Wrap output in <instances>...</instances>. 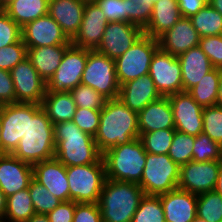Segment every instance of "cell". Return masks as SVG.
Segmentation results:
<instances>
[{"instance_id":"obj_1","label":"cell","mask_w":222,"mask_h":222,"mask_svg":"<svg viewBox=\"0 0 222 222\" xmlns=\"http://www.w3.org/2000/svg\"><path fill=\"white\" fill-rule=\"evenodd\" d=\"M138 113L128 108L119 98L107 99L101 109L100 123L94 140L103 154L114 146L128 144L140 137Z\"/></svg>"},{"instance_id":"obj_2","label":"cell","mask_w":222,"mask_h":222,"mask_svg":"<svg viewBox=\"0 0 222 222\" xmlns=\"http://www.w3.org/2000/svg\"><path fill=\"white\" fill-rule=\"evenodd\" d=\"M54 125L41 105L28 103V128L13 156L31 165L54 158Z\"/></svg>"},{"instance_id":"obj_3","label":"cell","mask_w":222,"mask_h":222,"mask_svg":"<svg viewBox=\"0 0 222 222\" xmlns=\"http://www.w3.org/2000/svg\"><path fill=\"white\" fill-rule=\"evenodd\" d=\"M54 140V157L66 167L96 163L103 157L94 137L81 131L73 121L55 124Z\"/></svg>"},{"instance_id":"obj_4","label":"cell","mask_w":222,"mask_h":222,"mask_svg":"<svg viewBox=\"0 0 222 222\" xmlns=\"http://www.w3.org/2000/svg\"><path fill=\"white\" fill-rule=\"evenodd\" d=\"M144 195L138 183L106 179L98 202L103 222H131Z\"/></svg>"},{"instance_id":"obj_5","label":"cell","mask_w":222,"mask_h":222,"mask_svg":"<svg viewBox=\"0 0 222 222\" xmlns=\"http://www.w3.org/2000/svg\"><path fill=\"white\" fill-rule=\"evenodd\" d=\"M146 154L140 138L112 147L103 153L106 178L139 183L146 163Z\"/></svg>"},{"instance_id":"obj_6","label":"cell","mask_w":222,"mask_h":222,"mask_svg":"<svg viewBox=\"0 0 222 222\" xmlns=\"http://www.w3.org/2000/svg\"><path fill=\"white\" fill-rule=\"evenodd\" d=\"M69 197L75 203H98L106 181L103 157L96 163L66 167Z\"/></svg>"},{"instance_id":"obj_7","label":"cell","mask_w":222,"mask_h":222,"mask_svg":"<svg viewBox=\"0 0 222 222\" xmlns=\"http://www.w3.org/2000/svg\"><path fill=\"white\" fill-rule=\"evenodd\" d=\"M180 166L168 154H146V163L138 183L145 195L159 196L178 188Z\"/></svg>"},{"instance_id":"obj_8","label":"cell","mask_w":222,"mask_h":222,"mask_svg":"<svg viewBox=\"0 0 222 222\" xmlns=\"http://www.w3.org/2000/svg\"><path fill=\"white\" fill-rule=\"evenodd\" d=\"M159 48L157 39L143 34L124 54L115 59L119 85L149 74L151 59Z\"/></svg>"},{"instance_id":"obj_9","label":"cell","mask_w":222,"mask_h":222,"mask_svg":"<svg viewBox=\"0 0 222 222\" xmlns=\"http://www.w3.org/2000/svg\"><path fill=\"white\" fill-rule=\"evenodd\" d=\"M81 83L90 86L107 99L118 98L120 85L116 77L115 61L96 50H88Z\"/></svg>"},{"instance_id":"obj_10","label":"cell","mask_w":222,"mask_h":222,"mask_svg":"<svg viewBox=\"0 0 222 222\" xmlns=\"http://www.w3.org/2000/svg\"><path fill=\"white\" fill-rule=\"evenodd\" d=\"M88 59V50L71 44L65 51L60 65L46 82V92H70L81 83Z\"/></svg>"},{"instance_id":"obj_11","label":"cell","mask_w":222,"mask_h":222,"mask_svg":"<svg viewBox=\"0 0 222 222\" xmlns=\"http://www.w3.org/2000/svg\"><path fill=\"white\" fill-rule=\"evenodd\" d=\"M149 75L161 96L183 92L180 61L160 48L152 56Z\"/></svg>"},{"instance_id":"obj_12","label":"cell","mask_w":222,"mask_h":222,"mask_svg":"<svg viewBox=\"0 0 222 222\" xmlns=\"http://www.w3.org/2000/svg\"><path fill=\"white\" fill-rule=\"evenodd\" d=\"M1 154H12L28 128V103L0 106Z\"/></svg>"},{"instance_id":"obj_13","label":"cell","mask_w":222,"mask_h":222,"mask_svg":"<svg viewBox=\"0 0 222 222\" xmlns=\"http://www.w3.org/2000/svg\"><path fill=\"white\" fill-rule=\"evenodd\" d=\"M16 103H35L41 105L46 94V81L38 74L31 61L26 57L11 71Z\"/></svg>"},{"instance_id":"obj_14","label":"cell","mask_w":222,"mask_h":222,"mask_svg":"<svg viewBox=\"0 0 222 222\" xmlns=\"http://www.w3.org/2000/svg\"><path fill=\"white\" fill-rule=\"evenodd\" d=\"M144 34L141 27L130 22H109L97 52L110 59H117Z\"/></svg>"},{"instance_id":"obj_15","label":"cell","mask_w":222,"mask_h":222,"mask_svg":"<svg viewBox=\"0 0 222 222\" xmlns=\"http://www.w3.org/2000/svg\"><path fill=\"white\" fill-rule=\"evenodd\" d=\"M219 160L208 162L190 161L180 166L178 188L193 194L215 190Z\"/></svg>"},{"instance_id":"obj_16","label":"cell","mask_w":222,"mask_h":222,"mask_svg":"<svg viewBox=\"0 0 222 222\" xmlns=\"http://www.w3.org/2000/svg\"><path fill=\"white\" fill-rule=\"evenodd\" d=\"M173 111L175 130L198 136L203 130V109L188 92L168 95Z\"/></svg>"},{"instance_id":"obj_17","label":"cell","mask_w":222,"mask_h":222,"mask_svg":"<svg viewBox=\"0 0 222 222\" xmlns=\"http://www.w3.org/2000/svg\"><path fill=\"white\" fill-rule=\"evenodd\" d=\"M22 29V40L28 48L71 45L61 26L49 15L27 23Z\"/></svg>"},{"instance_id":"obj_18","label":"cell","mask_w":222,"mask_h":222,"mask_svg":"<svg viewBox=\"0 0 222 222\" xmlns=\"http://www.w3.org/2000/svg\"><path fill=\"white\" fill-rule=\"evenodd\" d=\"M108 23L97 4L94 1H87L81 26L71 43L86 50H97Z\"/></svg>"},{"instance_id":"obj_19","label":"cell","mask_w":222,"mask_h":222,"mask_svg":"<svg viewBox=\"0 0 222 222\" xmlns=\"http://www.w3.org/2000/svg\"><path fill=\"white\" fill-rule=\"evenodd\" d=\"M32 178L31 164L12 154H0V188L6 197L28 188Z\"/></svg>"},{"instance_id":"obj_20","label":"cell","mask_w":222,"mask_h":222,"mask_svg":"<svg viewBox=\"0 0 222 222\" xmlns=\"http://www.w3.org/2000/svg\"><path fill=\"white\" fill-rule=\"evenodd\" d=\"M33 178L62 202L70 201L66 166L55 157L32 165Z\"/></svg>"},{"instance_id":"obj_21","label":"cell","mask_w":222,"mask_h":222,"mask_svg":"<svg viewBox=\"0 0 222 222\" xmlns=\"http://www.w3.org/2000/svg\"><path fill=\"white\" fill-rule=\"evenodd\" d=\"M159 48L173 56H180L199 45L200 36L187 17H181L176 24L158 39Z\"/></svg>"},{"instance_id":"obj_22","label":"cell","mask_w":222,"mask_h":222,"mask_svg":"<svg viewBox=\"0 0 222 222\" xmlns=\"http://www.w3.org/2000/svg\"><path fill=\"white\" fill-rule=\"evenodd\" d=\"M159 197L166 222H192L197 216V194L176 188Z\"/></svg>"},{"instance_id":"obj_23","label":"cell","mask_w":222,"mask_h":222,"mask_svg":"<svg viewBox=\"0 0 222 222\" xmlns=\"http://www.w3.org/2000/svg\"><path fill=\"white\" fill-rule=\"evenodd\" d=\"M86 2L85 0H49L48 14L61 26L70 41L81 26Z\"/></svg>"},{"instance_id":"obj_24","label":"cell","mask_w":222,"mask_h":222,"mask_svg":"<svg viewBox=\"0 0 222 222\" xmlns=\"http://www.w3.org/2000/svg\"><path fill=\"white\" fill-rule=\"evenodd\" d=\"M161 97L151 76L145 75L120 85L118 98L131 110L142 111Z\"/></svg>"},{"instance_id":"obj_25","label":"cell","mask_w":222,"mask_h":222,"mask_svg":"<svg viewBox=\"0 0 222 222\" xmlns=\"http://www.w3.org/2000/svg\"><path fill=\"white\" fill-rule=\"evenodd\" d=\"M139 134L153 132L160 129H175L173 111L168 96H161L149 103L138 112Z\"/></svg>"},{"instance_id":"obj_26","label":"cell","mask_w":222,"mask_h":222,"mask_svg":"<svg viewBox=\"0 0 222 222\" xmlns=\"http://www.w3.org/2000/svg\"><path fill=\"white\" fill-rule=\"evenodd\" d=\"M181 64L183 91L188 92L204 75L214 69L210 59L198 45L177 57Z\"/></svg>"},{"instance_id":"obj_27","label":"cell","mask_w":222,"mask_h":222,"mask_svg":"<svg viewBox=\"0 0 222 222\" xmlns=\"http://www.w3.org/2000/svg\"><path fill=\"white\" fill-rule=\"evenodd\" d=\"M181 17L178 0H158L153 5V12L148 25L143 29L144 34L158 39L172 28Z\"/></svg>"},{"instance_id":"obj_28","label":"cell","mask_w":222,"mask_h":222,"mask_svg":"<svg viewBox=\"0 0 222 222\" xmlns=\"http://www.w3.org/2000/svg\"><path fill=\"white\" fill-rule=\"evenodd\" d=\"M70 45H54L27 49V58L38 74L47 82L55 73Z\"/></svg>"},{"instance_id":"obj_29","label":"cell","mask_w":222,"mask_h":222,"mask_svg":"<svg viewBox=\"0 0 222 222\" xmlns=\"http://www.w3.org/2000/svg\"><path fill=\"white\" fill-rule=\"evenodd\" d=\"M49 0H7L3 10L21 28L48 14Z\"/></svg>"},{"instance_id":"obj_30","label":"cell","mask_w":222,"mask_h":222,"mask_svg":"<svg viewBox=\"0 0 222 222\" xmlns=\"http://www.w3.org/2000/svg\"><path fill=\"white\" fill-rule=\"evenodd\" d=\"M41 107L53 125L72 121L77 108L70 92H46Z\"/></svg>"},{"instance_id":"obj_31","label":"cell","mask_w":222,"mask_h":222,"mask_svg":"<svg viewBox=\"0 0 222 222\" xmlns=\"http://www.w3.org/2000/svg\"><path fill=\"white\" fill-rule=\"evenodd\" d=\"M220 77L221 69L214 68L204 75L203 79L192 87L188 93L202 107L215 106Z\"/></svg>"},{"instance_id":"obj_32","label":"cell","mask_w":222,"mask_h":222,"mask_svg":"<svg viewBox=\"0 0 222 222\" xmlns=\"http://www.w3.org/2000/svg\"><path fill=\"white\" fill-rule=\"evenodd\" d=\"M34 214L35 211L28 188L7 197L5 220L9 222H26Z\"/></svg>"},{"instance_id":"obj_33","label":"cell","mask_w":222,"mask_h":222,"mask_svg":"<svg viewBox=\"0 0 222 222\" xmlns=\"http://www.w3.org/2000/svg\"><path fill=\"white\" fill-rule=\"evenodd\" d=\"M189 19L193 27L197 30L200 38L222 35V15L209 4Z\"/></svg>"},{"instance_id":"obj_34","label":"cell","mask_w":222,"mask_h":222,"mask_svg":"<svg viewBox=\"0 0 222 222\" xmlns=\"http://www.w3.org/2000/svg\"><path fill=\"white\" fill-rule=\"evenodd\" d=\"M197 216L206 222H222V196L215 190L198 194Z\"/></svg>"},{"instance_id":"obj_35","label":"cell","mask_w":222,"mask_h":222,"mask_svg":"<svg viewBox=\"0 0 222 222\" xmlns=\"http://www.w3.org/2000/svg\"><path fill=\"white\" fill-rule=\"evenodd\" d=\"M28 189L35 214L47 215L62 202L51 192H49L45 186L41 185L34 178L30 180Z\"/></svg>"},{"instance_id":"obj_36","label":"cell","mask_w":222,"mask_h":222,"mask_svg":"<svg viewBox=\"0 0 222 222\" xmlns=\"http://www.w3.org/2000/svg\"><path fill=\"white\" fill-rule=\"evenodd\" d=\"M131 222H166L160 197L144 195Z\"/></svg>"},{"instance_id":"obj_37","label":"cell","mask_w":222,"mask_h":222,"mask_svg":"<svg viewBox=\"0 0 222 222\" xmlns=\"http://www.w3.org/2000/svg\"><path fill=\"white\" fill-rule=\"evenodd\" d=\"M175 129H160L153 132L141 133L140 140L144 150L152 154H168Z\"/></svg>"},{"instance_id":"obj_38","label":"cell","mask_w":222,"mask_h":222,"mask_svg":"<svg viewBox=\"0 0 222 222\" xmlns=\"http://www.w3.org/2000/svg\"><path fill=\"white\" fill-rule=\"evenodd\" d=\"M194 143L195 136L175 130L168 155L179 166L187 164L188 162L192 161Z\"/></svg>"},{"instance_id":"obj_39","label":"cell","mask_w":222,"mask_h":222,"mask_svg":"<svg viewBox=\"0 0 222 222\" xmlns=\"http://www.w3.org/2000/svg\"><path fill=\"white\" fill-rule=\"evenodd\" d=\"M222 159V147L208 135L201 133L195 137L192 160L195 162H208Z\"/></svg>"},{"instance_id":"obj_40","label":"cell","mask_w":222,"mask_h":222,"mask_svg":"<svg viewBox=\"0 0 222 222\" xmlns=\"http://www.w3.org/2000/svg\"><path fill=\"white\" fill-rule=\"evenodd\" d=\"M153 5L149 0H125L126 22L144 29L151 19Z\"/></svg>"},{"instance_id":"obj_41","label":"cell","mask_w":222,"mask_h":222,"mask_svg":"<svg viewBox=\"0 0 222 222\" xmlns=\"http://www.w3.org/2000/svg\"><path fill=\"white\" fill-rule=\"evenodd\" d=\"M77 107L87 109H102L105 106L107 98L96 90L80 83L70 91Z\"/></svg>"},{"instance_id":"obj_42","label":"cell","mask_w":222,"mask_h":222,"mask_svg":"<svg viewBox=\"0 0 222 222\" xmlns=\"http://www.w3.org/2000/svg\"><path fill=\"white\" fill-rule=\"evenodd\" d=\"M203 130L213 141L222 147V107L209 106L203 109Z\"/></svg>"},{"instance_id":"obj_43","label":"cell","mask_w":222,"mask_h":222,"mask_svg":"<svg viewBox=\"0 0 222 222\" xmlns=\"http://www.w3.org/2000/svg\"><path fill=\"white\" fill-rule=\"evenodd\" d=\"M27 57V47L22 38L13 44L0 49V69L11 71Z\"/></svg>"},{"instance_id":"obj_44","label":"cell","mask_w":222,"mask_h":222,"mask_svg":"<svg viewBox=\"0 0 222 222\" xmlns=\"http://www.w3.org/2000/svg\"><path fill=\"white\" fill-rule=\"evenodd\" d=\"M100 113L101 109L77 107L72 121L80 128L81 131L94 137L99 127Z\"/></svg>"},{"instance_id":"obj_45","label":"cell","mask_w":222,"mask_h":222,"mask_svg":"<svg viewBox=\"0 0 222 222\" xmlns=\"http://www.w3.org/2000/svg\"><path fill=\"white\" fill-rule=\"evenodd\" d=\"M22 38V29L3 10L0 12V49L18 42Z\"/></svg>"},{"instance_id":"obj_46","label":"cell","mask_w":222,"mask_h":222,"mask_svg":"<svg viewBox=\"0 0 222 222\" xmlns=\"http://www.w3.org/2000/svg\"><path fill=\"white\" fill-rule=\"evenodd\" d=\"M199 46L214 68L222 69V35L201 37Z\"/></svg>"},{"instance_id":"obj_47","label":"cell","mask_w":222,"mask_h":222,"mask_svg":"<svg viewBox=\"0 0 222 222\" xmlns=\"http://www.w3.org/2000/svg\"><path fill=\"white\" fill-rule=\"evenodd\" d=\"M108 22H126L125 0H94Z\"/></svg>"},{"instance_id":"obj_48","label":"cell","mask_w":222,"mask_h":222,"mask_svg":"<svg viewBox=\"0 0 222 222\" xmlns=\"http://www.w3.org/2000/svg\"><path fill=\"white\" fill-rule=\"evenodd\" d=\"M73 222H103L98 203H76Z\"/></svg>"},{"instance_id":"obj_49","label":"cell","mask_w":222,"mask_h":222,"mask_svg":"<svg viewBox=\"0 0 222 222\" xmlns=\"http://www.w3.org/2000/svg\"><path fill=\"white\" fill-rule=\"evenodd\" d=\"M16 103V94L10 71L0 69V106Z\"/></svg>"},{"instance_id":"obj_50","label":"cell","mask_w":222,"mask_h":222,"mask_svg":"<svg viewBox=\"0 0 222 222\" xmlns=\"http://www.w3.org/2000/svg\"><path fill=\"white\" fill-rule=\"evenodd\" d=\"M75 208L76 203L74 201L61 202L47 214L49 222H73Z\"/></svg>"},{"instance_id":"obj_51","label":"cell","mask_w":222,"mask_h":222,"mask_svg":"<svg viewBox=\"0 0 222 222\" xmlns=\"http://www.w3.org/2000/svg\"><path fill=\"white\" fill-rule=\"evenodd\" d=\"M207 4L208 0H178L181 15L187 18L197 14Z\"/></svg>"},{"instance_id":"obj_52","label":"cell","mask_w":222,"mask_h":222,"mask_svg":"<svg viewBox=\"0 0 222 222\" xmlns=\"http://www.w3.org/2000/svg\"><path fill=\"white\" fill-rule=\"evenodd\" d=\"M215 191L222 196V159L219 160V171Z\"/></svg>"},{"instance_id":"obj_53","label":"cell","mask_w":222,"mask_h":222,"mask_svg":"<svg viewBox=\"0 0 222 222\" xmlns=\"http://www.w3.org/2000/svg\"><path fill=\"white\" fill-rule=\"evenodd\" d=\"M6 199L4 192L0 188V219H4L5 210H6Z\"/></svg>"},{"instance_id":"obj_54","label":"cell","mask_w":222,"mask_h":222,"mask_svg":"<svg viewBox=\"0 0 222 222\" xmlns=\"http://www.w3.org/2000/svg\"><path fill=\"white\" fill-rule=\"evenodd\" d=\"M26 222H49L48 216L44 214H34Z\"/></svg>"},{"instance_id":"obj_55","label":"cell","mask_w":222,"mask_h":222,"mask_svg":"<svg viewBox=\"0 0 222 222\" xmlns=\"http://www.w3.org/2000/svg\"><path fill=\"white\" fill-rule=\"evenodd\" d=\"M216 106L222 107V69H221V77H220L219 87H218V92H217Z\"/></svg>"},{"instance_id":"obj_56","label":"cell","mask_w":222,"mask_h":222,"mask_svg":"<svg viewBox=\"0 0 222 222\" xmlns=\"http://www.w3.org/2000/svg\"><path fill=\"white\" fill-rule=\"evenodd\" d=\"M208 4L222 15V0H208Z\"/></svg>"},{"instance_id":"obj_57","label":"cell","mask_w":222,"mask_h":222,"mask_svg":"<svg viewBox=\"0 0 222 222\" xmlns=\"http://www.w3.org/2000/svg\"><path fill=\"white\" fill-rule=\"evenodd\" d=\"M192 222H206L204 219L196 216Z\"/></svg>"},{"instance_id":"obj_58","label":"cell","mask_w":222,"mask_h":222,"mask_svg":"<svg viewBox=\"0 0 222 222\" xmlns=\"http://www.w3.org/2000/svg\"><path fill=\"white\" fill-rule=\"evenodd\" d=\"M0 154H1V120H0Z\"/></svg>"},{"instance_id":"obj_59","label":"cell","mask_w":222,"mask_h":222,"mask_svg":"<svg viewBox=\"0 0 222 222\" xmlns=\"http://www.w3.org/2000/svg\"><path fill=\"white\" fill-rule=\"evenodd\" d=\"M3 11V1L0 0V12Z\"/></svg>"},{"instance_id":"obj_60","label":"cell","mask_w":222,"mask_h":222,"mask_svg":"<svg viewBox=\"0 0 222 222\" xmlns=\"http://www.w3.org/2000/svg\"><path fill=\"white\" fill-rule=\"evenodd\" d=\"M0 222H9V221H7L5 219H0Z\"/></svg>"},{"instance_id":"obj_61","label":"cell","mask_w":222,"mask_h":222,"mask_svg":"<svg viewBox=\"0 0 222 222\" xmlns=\"http://www.w3.org/2000/svg\"><path fill=\"white\" fill-rule=\"evenodd\" d=\"M149 1H152L153 3H156L158 0H149Z\"/></svg>"}]
</instances>
